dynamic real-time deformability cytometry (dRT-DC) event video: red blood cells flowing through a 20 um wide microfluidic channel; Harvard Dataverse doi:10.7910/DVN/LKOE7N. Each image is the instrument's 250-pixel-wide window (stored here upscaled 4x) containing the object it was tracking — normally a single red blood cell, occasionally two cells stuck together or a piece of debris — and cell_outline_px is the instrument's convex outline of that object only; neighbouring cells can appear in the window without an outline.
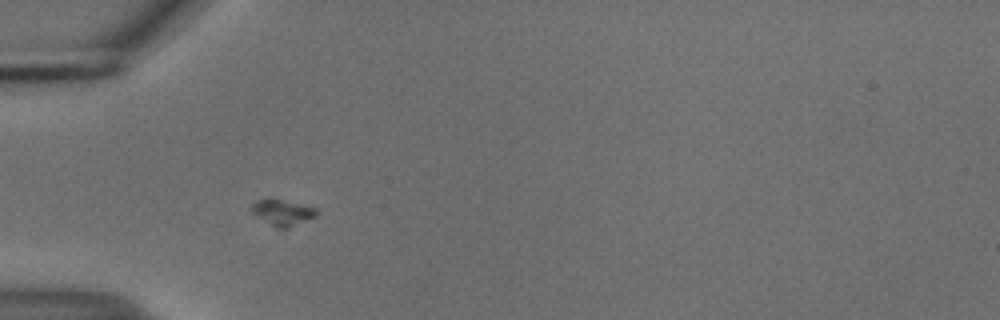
{"species": "common noctule bat (a hibernating species)", "species_latin": "Nyctalus noctula", "temperature_condition": "cold", "stored_images_in_passage": 45, "camera_frame_rate_fps": 3000, "um_per_image_px": 0.085, "animal": {"sex": "male", "body_mass_g": 18.8}, "frame": {"image": 1, "passage_image": 7, "time_ms": 2.0, "image_size_px": [1000, 320], "cell_outline_px": [[316, 216], [288, 228], [276, 228], [252, 212], [252, 204], [256, 200], [272, 196], [304, 204], [316, 208]], "centroid_in_image_um": [24.01, 18.0], "position_along_channel_um": 61.0, "area_um2": 10.0}}
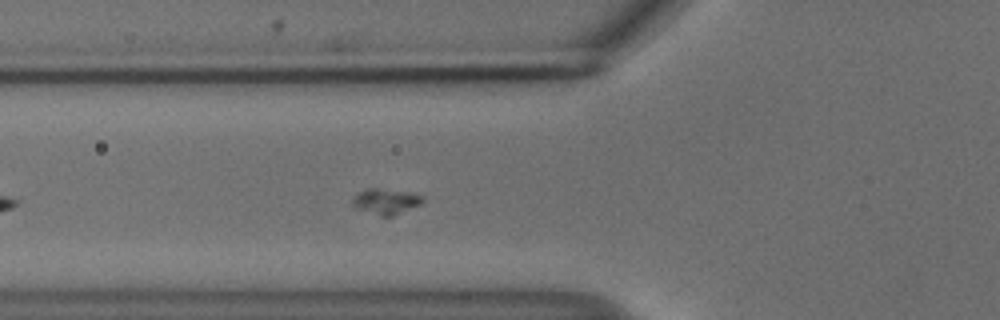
{"frame": {"image": 2, "passage_image": 10, "time_ms": 3.0, "image_size_px": [1000, 320], "cell_outline_px": [[424, 200], [420, 204], [392, 216], [380, 216], [356, 208], [352, 204], [352, 200], [360, 192], [368, 188], [376, 188], [408, 192], [420, 196]], "centroid_in_image_um": [32.77, 17.12], "position_along_channel_um": 93.0, "area_um2": 10.12}}
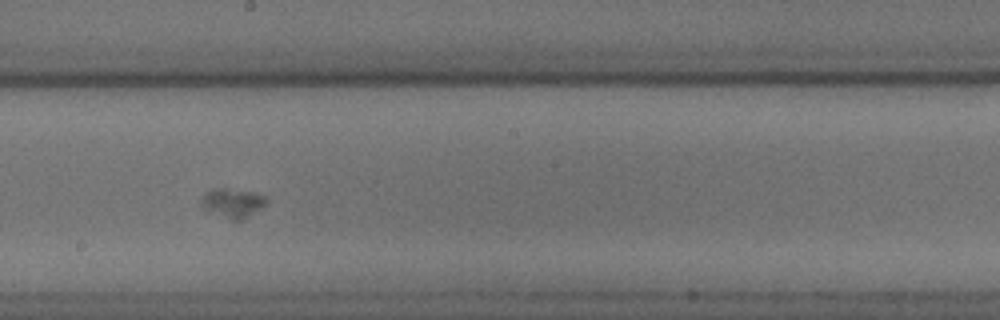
{"frame": {"image": 3, "passage_image": 21, "time_ms": 6.667, "image_size_px": [1000, 320], "cell_outline_px": [[268, 200], [260, 208], [240, 220], [232, 220], [204, 208], [200, 200], [208, 192], [216, 188], [224, 188], [256, 192], [264, 196]], "centroid_in_image_um": [19.8, 17.22], "position_along_channel_um": 228.4, "area_um2": 10.58}}